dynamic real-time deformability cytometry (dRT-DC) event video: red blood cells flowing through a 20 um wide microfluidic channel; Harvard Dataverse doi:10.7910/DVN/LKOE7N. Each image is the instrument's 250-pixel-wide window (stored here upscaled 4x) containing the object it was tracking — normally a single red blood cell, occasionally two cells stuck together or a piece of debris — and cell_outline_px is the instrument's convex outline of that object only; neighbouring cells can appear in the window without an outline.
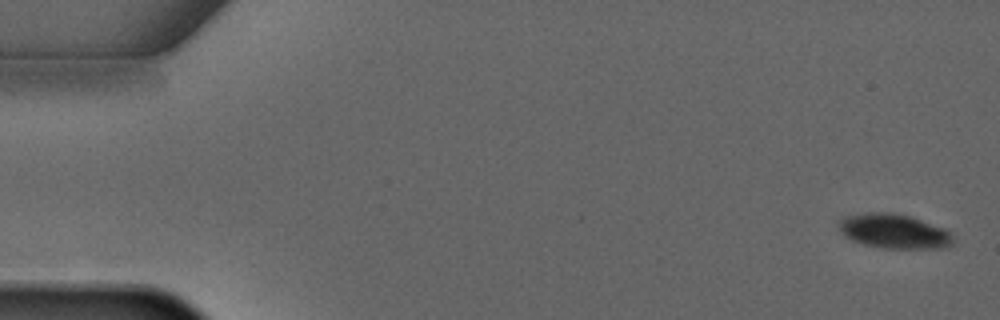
{"species": "common noctule bat (a hibernating species)", "species_latin": "Nyctalus noctula", "temperature_condition": "warm", "stored_images_in_passage": 4, "camera_frame_rate_fps": 3000, "um_per_image_px": 0.085, "animal": {"sex": "male", "forearm_length_mm": 52.5}, "frame": {"image": 1, "passage_image": 1, "time_ms": 0.0, "image_size_px": [1000, 320], "cell_outline_px": [[952, 244], [948, 248], [884, 248], [864, 244], [852, 240], [844, 236], [840, 232], [836, 220], [844, 216], [864, 212], [892, 212], [912, 216], [944, 228], [952, 236]], "centroid_in_image_um": [75.94, 19.63], "position_along_channel_um": 9.1, "area_um2": 23.29}}